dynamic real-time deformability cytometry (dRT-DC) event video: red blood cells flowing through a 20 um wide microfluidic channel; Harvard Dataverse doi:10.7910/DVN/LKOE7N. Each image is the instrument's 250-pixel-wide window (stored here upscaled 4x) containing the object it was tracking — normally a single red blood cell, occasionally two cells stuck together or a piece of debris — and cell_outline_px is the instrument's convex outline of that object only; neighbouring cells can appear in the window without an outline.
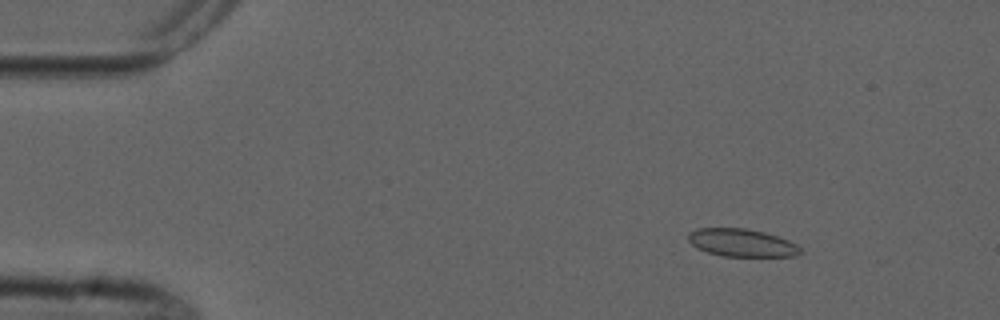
{"species": "common noctule bat (a hibernating species)", "species_latin": "Nyctalus noctula", "temperature_condition": "cold", "stored_images_in_passage": 6, "camera_frame_rate_fps": 3000, "um_per_image_px": 0.085, "animal": {"sex": "male", "forearm_length_mm": 52.5}, "frame": {"image": 1, "passage_image": 3, "time_ms": 2.333, "image_size_px": [1000, 320], "cell_outline_px": [[804, 252], [796, 256], [724, 256], [708, 252], [696, 248], [688, 240], [688, 232], [696, 228], [748, 228], [764, 232], [788, 240], [796, 244]], "centroid_in_image_um": [63.04, 20.63], "position_along_channel_um": 22.0, "area_um2": 18.21}}
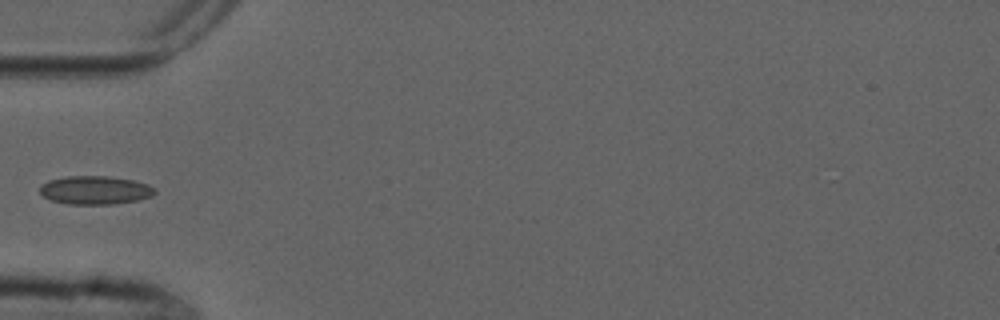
{"frame": {"image": 2, "passage_image": 6, "time_ms": 6.0, "image_size_px": [1000, 320], "cell_outline_px": [[156, 192], [152, 196], [136, 200], [112, 204], [68, 204], [52, 200], [44, 196], [40, 192], [40, 184], [48, 180], [68, 176], [108, 176], [132, 180], [148, 184], [156, 188]], "centroid_in_image_um": [8.09, 16.15], "position_along_channel_um": 76.9, "area_um2": 19.02}}